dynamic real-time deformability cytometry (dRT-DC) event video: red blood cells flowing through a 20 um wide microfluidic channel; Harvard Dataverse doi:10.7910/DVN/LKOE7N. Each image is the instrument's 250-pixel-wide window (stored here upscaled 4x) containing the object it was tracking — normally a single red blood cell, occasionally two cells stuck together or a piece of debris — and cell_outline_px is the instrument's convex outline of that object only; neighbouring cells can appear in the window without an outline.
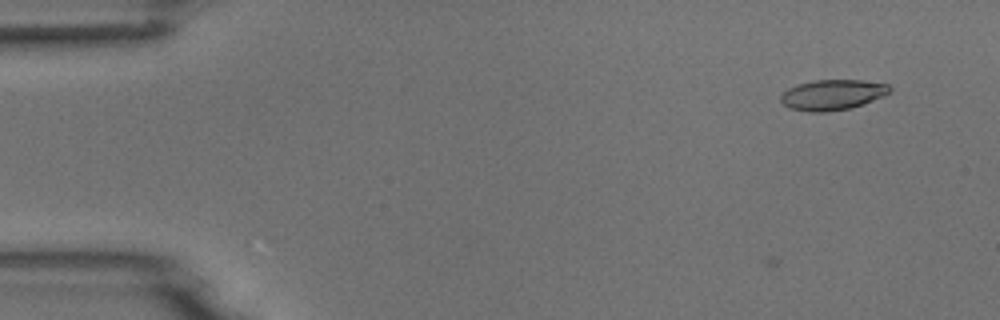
{"species": "common noctule bat (a hibernating species)", "species_latin": "Nyctalus noctula", "temperature_condition": "room temperature", "stored_images_in_passage": 5, "camera_frame_rate_fps": 3000, "um_per_image_px": 0.085, "animal": {"sex": "male", "body_mass_g": 18.8}, "frame": {"image": 1, "passage_image": 2, "time_ms": 1.333, "image_size_px": [1000, 320], "cell_outline_px": [[892, 92], [884, 96], [852, 108], [824, 112], [808, 112], [788, 108], [780, 100], [780, 96], [788, 88], [812, 80], [864, 80], [888, 84], [892, 88]], "centroid_in_image_um": [70.79, 8.06], "position_along_channel_um": 14.2, "area_um2": 19.48}}
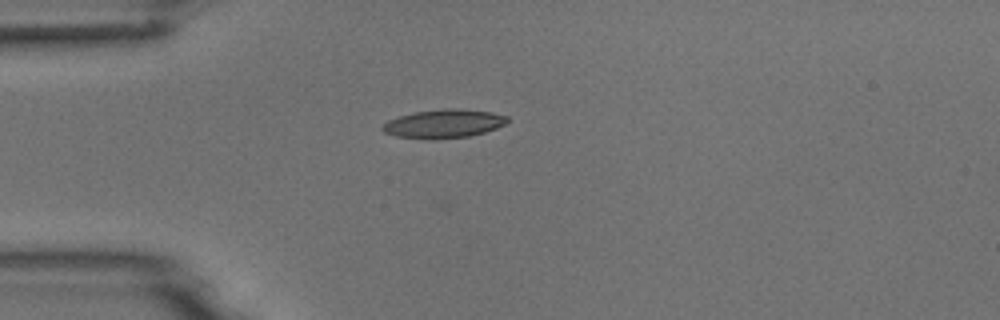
{"frame": {"image": 2, "passage_image": 5, "time_ms": 4.667, "image_size_px": [1000, 320], "cell_outline_px": [[508, 120], [504, 124], [496, 128], [484, 132], [468, 136], [432, 140], [396, 136], [384, 132], [380, 128], [388, 120], [400, 116], [416, 112], [444, 108], [460, 108], [492, 112], [508, 116]], "centroid_in_image_um": [37.72, 10.51], "position_along_channel_um": 47.3, "area_um2": 20.81}}